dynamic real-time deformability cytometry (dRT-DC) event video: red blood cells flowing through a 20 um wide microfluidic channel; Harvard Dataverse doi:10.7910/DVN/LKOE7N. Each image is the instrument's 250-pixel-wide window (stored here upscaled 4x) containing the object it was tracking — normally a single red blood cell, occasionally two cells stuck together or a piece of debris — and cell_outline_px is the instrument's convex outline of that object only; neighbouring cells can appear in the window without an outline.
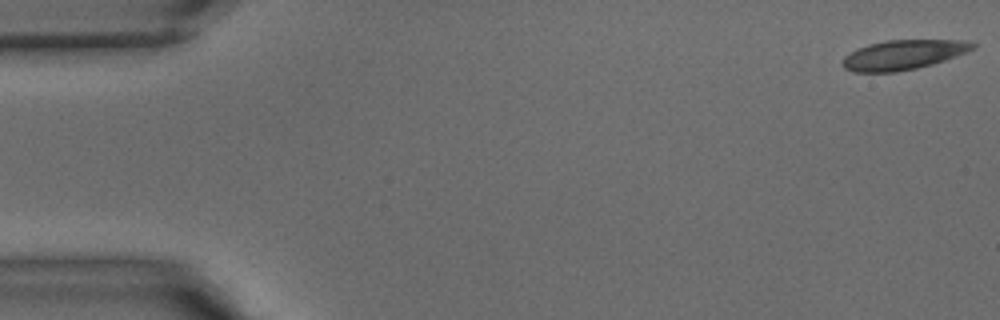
{"species": "common noctule bat (a hibernating species)", "species_latin": "Nyctalus noctula", "temperature_condition": "warm", "stored_images_in_passage": 41, "camera_frame_rate_fps": 3000, "um_per_image_px": 0.085, "animal": {"sex": "male", "body_mass_g": 15.6}, "frame": {"image": 1, "passage_image": 1, "time_ms": 0.0, "image_size_px": [1000, 320], "cell_outline_px": [[976, 48], [968, 52], [932, 64], [916, 68], [896, 72], [852, 72], [844, 68], [840, 64], [844, 56], [856, 48], [868, 44], [888, 40], [968, 40], [976, 44]], "centroid_in_image_um": [76.76, 4.65], "position_along_channel_um": 8.2, "area_um2": 22.72}}
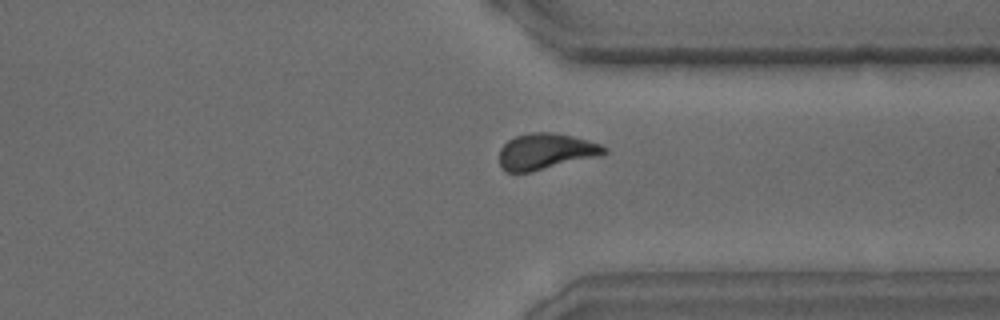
{"frame": {"image": 2, "passage_image": 31, "time_ms": 10.0, "image_size_px": [1000, 320], "cell_outline_px": [[608, 152], [600, 156], [532, 172], [504, 172], [500, 168], [500, 148], [508, 140], [516, 136], [528, 132], [552, 132], [572, 136], [588, 140], [600, 144], [608, 148]], "centroid_in_image_um": [46.39, 12.88], "position_along_channel_um": 365.0, "area_um2": 22.31}}
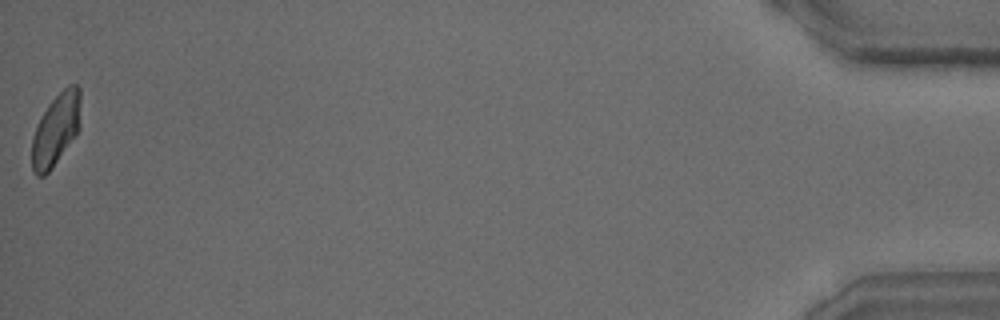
{"frame": {"image": 3, "passage_image": 41, "time_ms": 13.333, "image_size_px": [1000, 320], "cell_outline_px": [[80, 128], [76, 136], [52, 168], [44, 176], [36, 176], [32, 172], [32, 136], [40, 116], [48, 104], [68, 84], [76, 84], [80, 88]], "centroid_in_image_um": [4.76, 11.01], "position_along_channel_um": 430.4, "area_um2": 20.75}}